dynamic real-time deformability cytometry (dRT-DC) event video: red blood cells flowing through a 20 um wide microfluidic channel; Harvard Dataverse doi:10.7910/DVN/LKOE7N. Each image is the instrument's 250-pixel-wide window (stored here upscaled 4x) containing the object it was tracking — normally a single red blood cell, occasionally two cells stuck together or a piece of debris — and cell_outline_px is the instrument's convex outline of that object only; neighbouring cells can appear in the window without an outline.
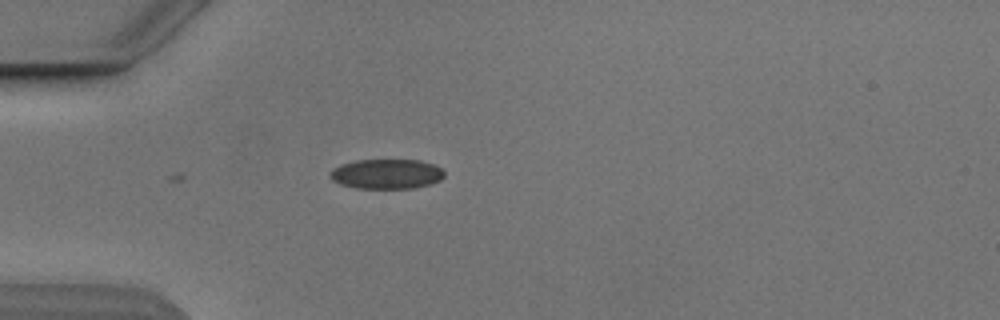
{"species": "Egyptian fruit bat (a non-hibernating species)", "species_latin": "Rousettus aegyptiacus", "temperature_condition": "cold", "stored_images_in_passage": 5, "camera_frame_rate_fps": 3000, "um_per_image_px": 0.085, "animal": {"sex": "male"}, "frame": {"image": 1, "passage_image": 4, "time_ms": 3.667, "image_size_px": [1000, 320], "cell_outline_px": [[444, 176], [440, 180], [432, 184], [412, 188], [356, 188], [340, 184], [332, 180], [328, 176], [328, 172], [332, 168], [340, 164], [356, 160], [420, 160], [432, 164], [440, 168], [444, 172]], "centroid_in_image_um": [32.81, 14.78], "position_along_channel_um": 52.2, "area_um2": 20.0}}